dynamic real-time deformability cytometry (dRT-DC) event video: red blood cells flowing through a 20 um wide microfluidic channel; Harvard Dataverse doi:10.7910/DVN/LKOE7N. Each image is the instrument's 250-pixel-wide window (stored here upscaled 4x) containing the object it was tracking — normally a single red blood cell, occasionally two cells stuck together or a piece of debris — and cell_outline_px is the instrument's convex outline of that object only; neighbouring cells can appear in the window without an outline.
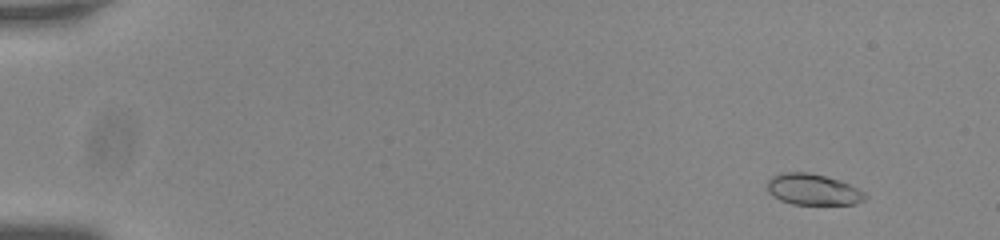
{"species": "common noctule bat (a hibernating species)", "species_latin": "Nyctalus noctula", "temperature_condition": "room temperature", "stored_images_in_passage": 56, "camera_frame_rate_fps": 3000, "um_per_image_px": 0.085, "animal": {"sex": "male", "body_mass_g": 20.0, "forearm_length_mm": 53.3}, "frame": {"image": 1, "passage_image": 5, "time_ms": 1.333, "image_size_px": [1000, 240], "cell_outline_px": [[868, 196], [864, 200], [856, 204], [792, 204], [780, 200], [772, 196], [768, 192], [768, 180], [772, 176], [780, 172], [808, 172], [840, 180], [864, 192]], "centroid_in_image_um": [69.08, 16.11], "position_along_channel_um": 15.9, "area_um2": 17.74}}
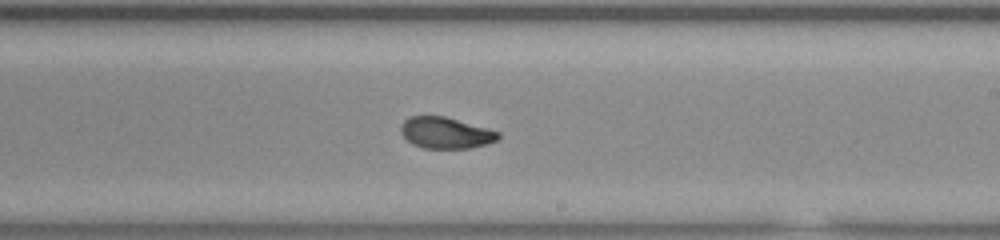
{"frame": {"image": 2, "passage_image": 35, "time_ms": 11.333, "image_size_px": [1000, 240], "cell_outline_px": [[500, 136], [496, 140], [488, 144], [468, 148], [424, 148], [412, 144], [400, 132], [400, 128], [404, 120], [412, 116], [444, 116], [500, 132]], "centroid_in_image_um": [37.87, 11.29], "position_along_channel_um": 251.1, "area_um2": 17.57}}
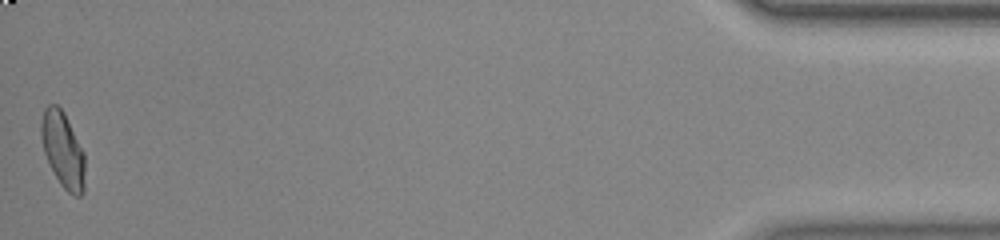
{"frame": {"image": 3, "passage_image": 56, "time_ms": 18.333, "image_size_px": [1000, 240], "cell_outline_px": [[84, 192], [80, 196], [72, 196], [60, 184], [44, 152], [40, 136], [40, 124], [44, 108], [48, 104], [56, 104], [64, 112], [84, 152]], "centroid_in_image_um": [5.34, 12.72], "position_along_channel_um": 429.9, "area_um2": 19.25}, "authors_computed_cell_mechanics": {"area_um2": 18.207, "velocity_mm_per_s": 3.7548, "shape_relaxation_time_tau1_ms": 5.2661, "shape_relaxation_time_tau2_ms": 1.0087, "deformation_change_tau1": 0.1445, "deformation_change_tau2": 0.0487}}